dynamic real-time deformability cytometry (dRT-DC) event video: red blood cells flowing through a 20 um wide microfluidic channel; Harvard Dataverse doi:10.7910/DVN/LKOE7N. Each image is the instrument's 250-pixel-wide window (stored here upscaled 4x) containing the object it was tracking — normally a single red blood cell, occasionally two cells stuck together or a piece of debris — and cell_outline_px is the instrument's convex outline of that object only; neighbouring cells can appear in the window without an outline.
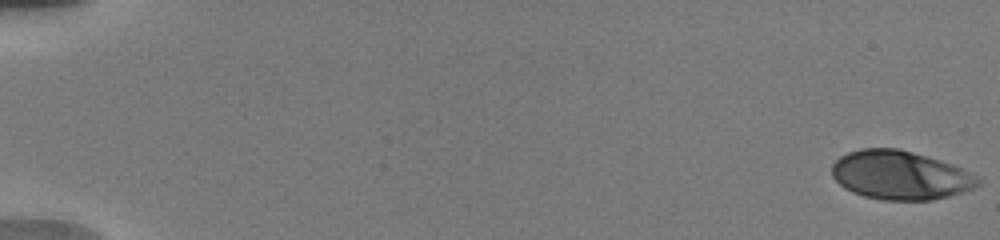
{"species": "human", "species_latin": "Homo sapiens", "temperature_condition": "warm", "stored_images_in_passage": 25, "camera_frame_rate_fps": 3000, "um_per_image_px": 0.085, "donor": {"sex": "male"}, "frame": {"image": 1, "passage_image": 1, "time_ms": 0.0, "image_size_px": [1000, 240], "cell_outline_px": [[984, 180], [980, 184], [964, 192], [932, 200], [884, 200], [864, 196], [852, 192], [844, 188], [832, 176], [832, 164], [840, 156], [848, 152], [860, 148], [896, 148], [912, 152], [940, 160], [952, 164], [980, 176]], "centroid_in_image_um": [76.54, 14.89], "position_along_channel_um": 8.5, "area_um2": 41.73}}
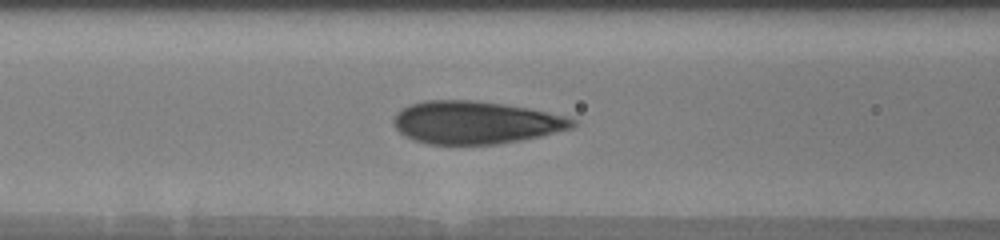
{"frame": {"image": 2, "passage_image": 22, "time_ms": 8.0, "image_size_px": [1000, 240], "cell_outline_px": [[576, 124], [572, 128], [540, 136], [520, 140], [496, 144], [428, 144], [404, 136], [396, 128], [392, 120], [396, 112], [412, 104], [424, 100], [476, 100], [504, 104], [528, 108], [548, 112], [564, 116], [576, 120]], "centroid_in_image_um": [40.41, 10.4], "position_along_channel_um": 126.2, "area_um2": 44.39}}
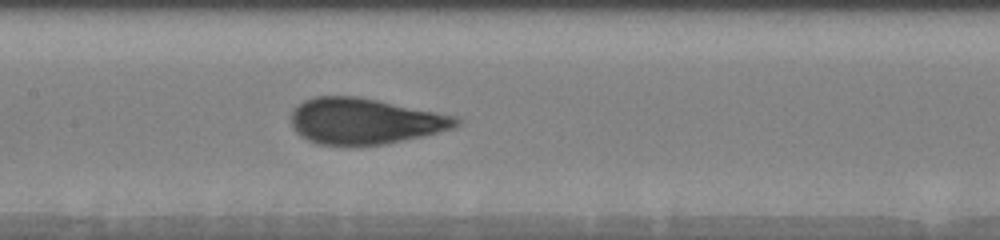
{"frame": {"image": 3, "passage_image": 25, "time_ms": 9.333, "image_size_px": [1000, 240], "cell_outline_px": [[460, 124], [456, 128], [424, 136], [384, 144], [348, 148], [316, 144], [300, 136], [296, 132], [292, 124], [292, 112], [304, 100], [316, 96], [356, 96], [460, 116]], "centroid_in_image_um": [31.04, 10.33], "position_along_channel_um": 176.4, "area_um2": 45.03}}